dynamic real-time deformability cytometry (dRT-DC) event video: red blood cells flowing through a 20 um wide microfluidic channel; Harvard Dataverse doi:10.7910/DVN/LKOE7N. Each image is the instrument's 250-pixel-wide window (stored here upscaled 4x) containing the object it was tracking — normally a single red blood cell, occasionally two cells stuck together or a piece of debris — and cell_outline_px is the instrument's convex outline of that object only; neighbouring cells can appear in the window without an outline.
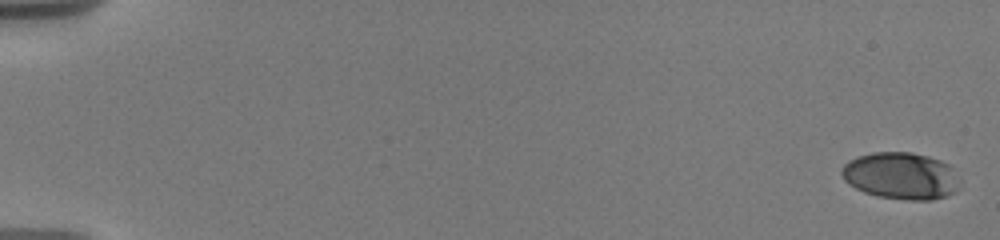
{"species": "human", "species_latin": "Homo sapiens", "temperature_condition": "warm", "stored_images_in_passage": 46, "camera_frame_rate_fps": 3000, "um_per_image_px": 0.085, "donor": {"sex": "male"}, "frame": {"image": 1, "passage_image": 1, "time_ms": 0.0, "image_size_px": [1000, 240], "cell_outline_px": [[960, 180], [956, 192], [948, 196], [932, 200], [908, 200], [876, 196], [864, 192], [848, 184], [844, 180], [840, 172], [840, 168], [848, 160], [872, 152], [912, 152], [928, 156], [940, 160], [948, 164]], "centroid_in_image_um": [76.57, 14.95], "position_along_channel_um": 8.4, "area_um2": 32.6}}
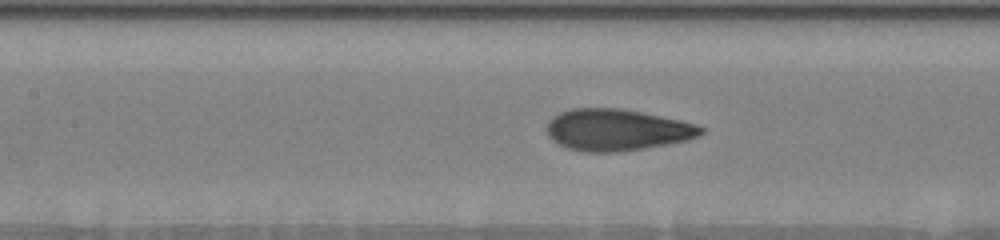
{"frame": {"image": 2, "passage_image": 18, "time_ms": 9.0, "image_size_px": [1000, 240], "cell_outline_px": [[704, 132], [700, 136], [688, 140], [644, 148], [620, 152], [584, 152], [568, 148], [552, 140], [548, 136], [548, 120], [552, 116], [560, 112], [572, 108], [620, 108], [680, 120], [696, 124], [704, 128]], "centroid_in_image_um": [52.43, 11.04], "position_along_channel_um": 155.0, "area_um2": 37.34}}
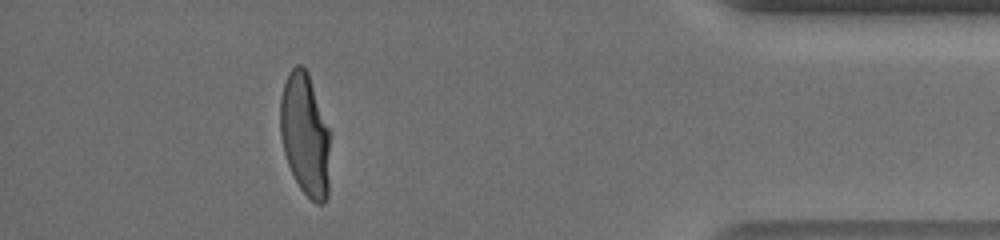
{"frame": {"image": 3, "passage_image": 41, "time_ms": 17.0, "image_size_px": [1000, 240], "cell_outline_px": [[328, 196], [324, 204], [316, 204], [300, 188], [288, 164], [284, 152], [280, 136], [280, 100], [284, 84], [288, 72], [296, 64], [300, 64], [308, 72], [328, 128]], "centroid_in_image_um": [25.9, 11.44], "position_along_channel_um": 409.3, "area_um2": 35.14}, "authors_computed_cell_mechanics": {"area_um2": 36.3562, "velocity_mm_per_s": 3.6616, "shape_relaxation_time_tau1_ms": 4.4393, "shape_relaxation_time_tau2_ms": null, "deformation_change_tau1": 0.2243, "deformation_change_tau2": null}}